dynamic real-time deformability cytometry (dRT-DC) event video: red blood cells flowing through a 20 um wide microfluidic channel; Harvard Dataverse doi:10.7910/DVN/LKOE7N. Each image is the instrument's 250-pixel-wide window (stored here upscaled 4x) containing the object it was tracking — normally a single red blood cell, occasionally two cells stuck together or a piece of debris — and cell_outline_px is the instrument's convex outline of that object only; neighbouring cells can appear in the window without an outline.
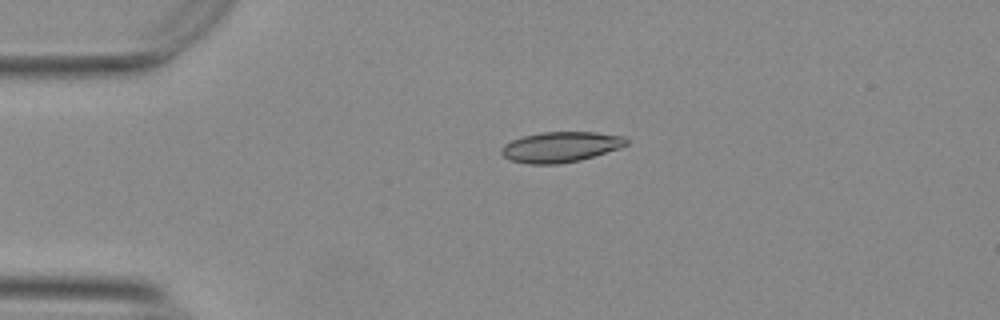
{"species": "Egyptian fruit bat (a non-hibernating species)", "species_latin": "Rousettus aegyptiacus", "temperature_condition": "warm", "stored_images_in_passage": 43, "camera_frame_rate_fps": 3000, "um_per_image_px": 0.085, "animal": {"sex": "female"}, "frame": {"image": 1, "passage_image": 1, "time_ms": 0.0, "image_size_px": [1000, 320], "cell_outline_px": [[628, 144], [620, 148], [580, 160], [556, 164], [528, 164], [508, 160], [500, 152], [500, 148], [504, 144], [512, 140], [524, 136], [544, 132], [596, 132], [624, 136], [628, 140]], "centroid_in_image_um": [47.64, 12.49], "position_along_channel_um": 37.4, "area_um2": 22.2}}
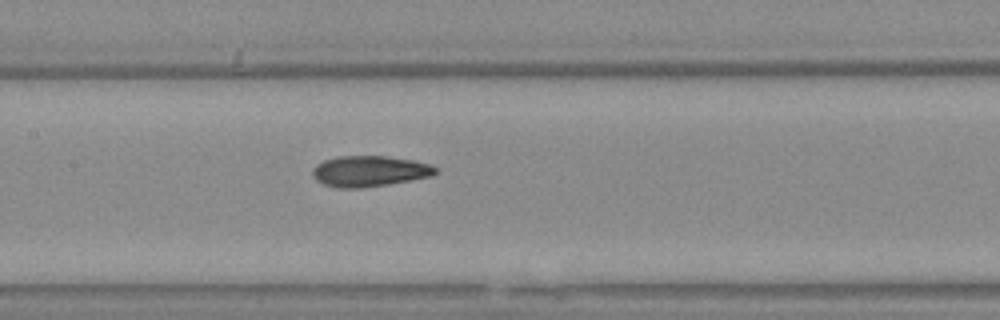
{"frame": {"image": 2, "passage_image": 15, "time_ms": 4.667, "image_size_px": [1000, 320], "cell_outline_px": [[440, 172], [432, 176], [388, 184], [360, 188], [336, 188], [324, 184], [316, 180], [312, 176], [312, 168], [316, 164], [324, 160], [340, 156], [384, 156], [412, 160], [432, 164], [440, 168]], "centroid_in_image_um": [31.43, 14.55], "position_along_channel_um": 176.0, "area_um2": 22.31}}
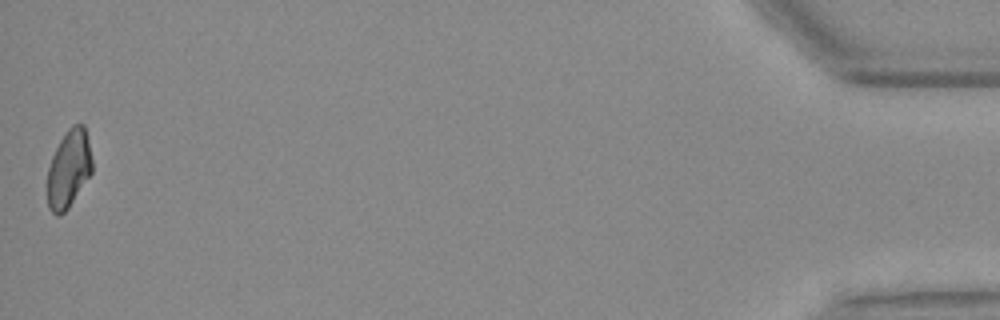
{"frame": {"image": 3, "passage_image": 43, "time_ms": 14.0, "image_size_px": [1000, 320], "cell_outline_px": [[92, 172], [68, 208], [60, 216], [56, 216], [48, 208], [48, 168], [52, 156], [60, 140], [68, 128], [72, 124], [84, 124], [88, 140], [92, 160]], "centroid_in_image_um": [5.84, 14.35], "position_along_channel_um": 429.4, "area_um2": 20.17}, "authors_computed_cell_mechanics": {"area_um2": 21.5016, "velocity_mm_per_s": 3.7388, "shape_relaxation_time_tau1_ms": null, "shape_relaxation_time_tau2_ms": 2.9805, "deformation_change_tau1": null, "deformation_change_tau2": 0.0897}}